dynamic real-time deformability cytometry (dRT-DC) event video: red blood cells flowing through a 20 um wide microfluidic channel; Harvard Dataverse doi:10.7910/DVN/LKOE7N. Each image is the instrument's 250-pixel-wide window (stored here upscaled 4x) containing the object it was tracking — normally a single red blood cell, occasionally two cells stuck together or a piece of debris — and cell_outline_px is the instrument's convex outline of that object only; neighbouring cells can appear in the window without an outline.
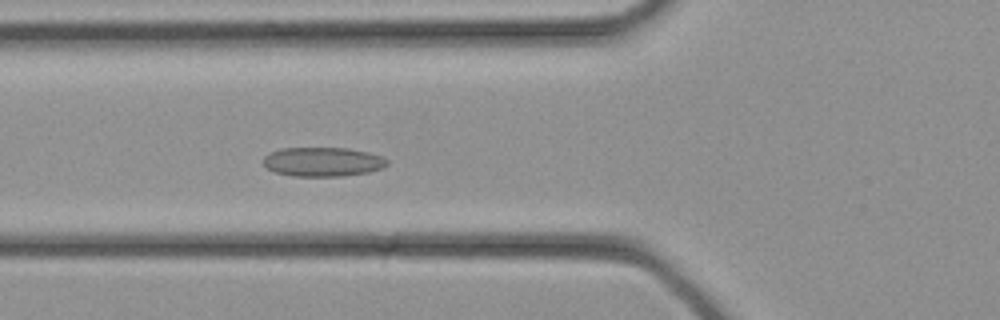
{"species": "common noctule bat (a hibernating species)", "species_latin": "Nyctalus noctula", "temperature_condition": "cold", "stored_images_in_passage": 22, "camera_frame_rate_fps": 3000, "um_per_image_px": 0.085, "animal": {"sex": "female", "body_mass_g": 21.9}, "frame": {"image": 1, "passage_image": 2, "time_ms": 0.333, "image_size_px": [1000, 320], "cell_outline_px": [[388, 164], [380, 168], [368, 172], [344, 176], [292, 176], [276, 172], [268, 168], [264, 164], [264, 156], [268, 152], [280, 148], [348, 148], [368, 152], [380, 156], [388, 160]], "centroid_in_image_um": [27.41, 13.75], "position_along_channel_um": 98.4, "area_um2": 21.04}}
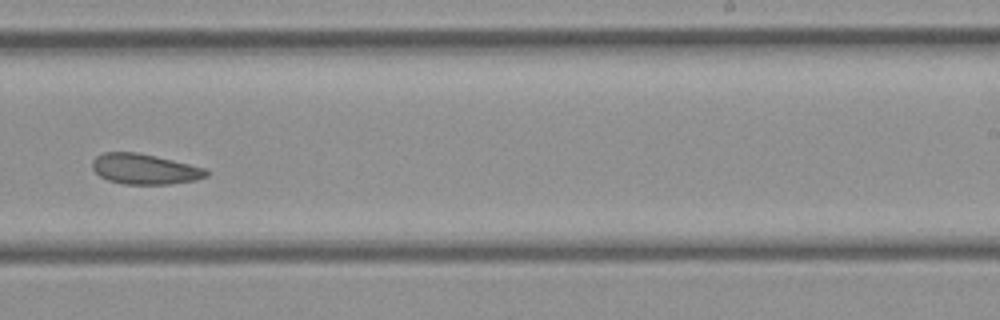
{"frame": {"image": 2, "passage_image": 11, "time_ms": 3.333, "image_size_px": [1000, 320], "cell_outline_px": [[208, 176], [196, 180], [168, 184], [124, 184], [108, 180], [100, 176], [92, 168], [92, 160], [96, 156], [104, 152], [136, 152], [156, 156], [204, 168], [208, 172]], "centroid_in_image_um": [12.27, 14.37], "position_along_channel_um": 276.7, "area_um2": 20.06}}
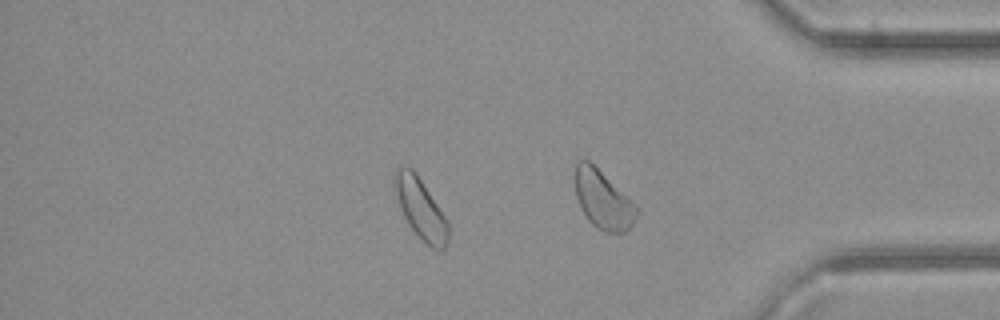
{"frame": {"image": 3, "passage_image": 17, "time_ms": 5.333, "image_size_px": [1000, 320], "cell_outline_px": [[448, 240], [444, 248], [440, 252], [432, 248], [408, 224], [404, 216], [396, 196], [392, 180], [396, 168], [400, 164], [404, 164], [412, 168], [416, 172], [448, 220]], "centroid_in_image_um": [35.73, 17.66], "position_along_channel_um": 399.5, "area_um2": 18.96}}